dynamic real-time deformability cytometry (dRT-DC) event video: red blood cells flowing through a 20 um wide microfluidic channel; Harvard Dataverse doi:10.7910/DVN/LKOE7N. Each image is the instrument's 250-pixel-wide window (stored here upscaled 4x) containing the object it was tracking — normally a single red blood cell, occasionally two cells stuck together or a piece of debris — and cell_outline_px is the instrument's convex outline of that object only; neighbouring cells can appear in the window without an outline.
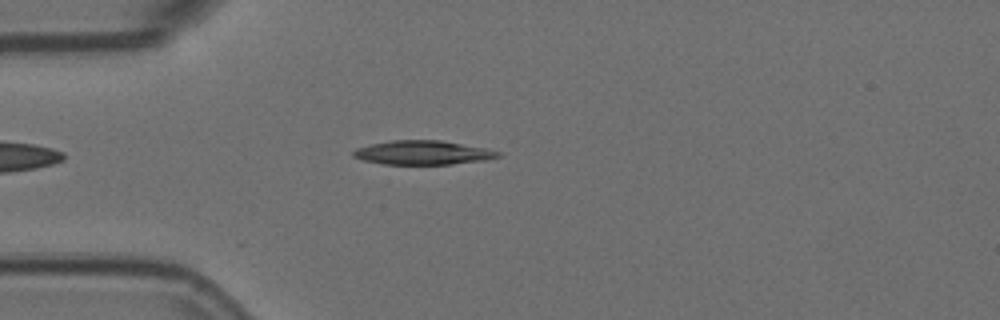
{"species": "Egyptian fruit bat (a non-hibernating species)", "species_latin": "Rousettus aegyptiacus", "temperature_condition": "room temperature", "stored_images_in_passage": 8, "camera_frame_rate_fps": 3000, "um_per_image_px": 0.085, "animal": {"sex": "female"}, "frame": {"image": 1, "passage_image": 2, "time_ms": 0.333, "image_size_px": [1000, 320], "cell_outline_px": [[500, 156], [484, 160], [452, 164], [384, 164], [364, 160], [352, 156], [352, 152], [356, 148], [372, 144], [392, 140], [440, 140], [488, 148], [500, 152]], "centroid_in_image_um": [35.95, 12.97], "position_along_channel_um": 49.0, "area_um2": 20.17}}
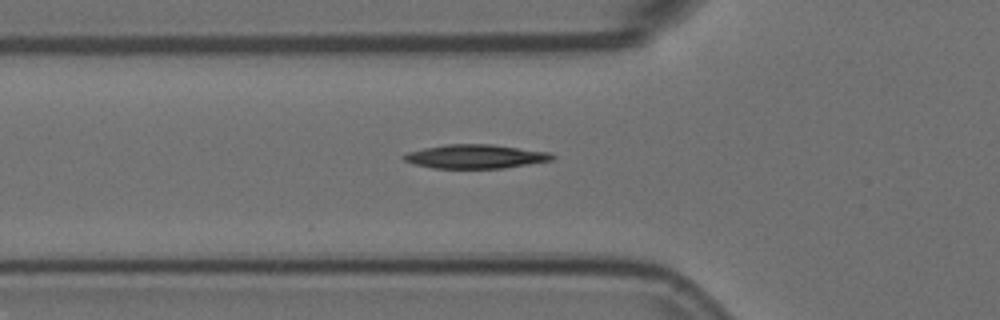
{"frame": {"image": 2, "passage_image": 6, "time_ms": 1.667, "image_size_px": [1000, 320], "cell_outline_px": [[556, 156], [552, 160], [504, 168], [432, 168], [412, 164], [404, 160], [400, 156], [408, 152], [424, 148], [448, 144], [492, 144], [548, 152]], "centroid_in_image_um": [40.37, 13.3], "position_along_channel_um": 85.4, "area_um2": 20.63}}